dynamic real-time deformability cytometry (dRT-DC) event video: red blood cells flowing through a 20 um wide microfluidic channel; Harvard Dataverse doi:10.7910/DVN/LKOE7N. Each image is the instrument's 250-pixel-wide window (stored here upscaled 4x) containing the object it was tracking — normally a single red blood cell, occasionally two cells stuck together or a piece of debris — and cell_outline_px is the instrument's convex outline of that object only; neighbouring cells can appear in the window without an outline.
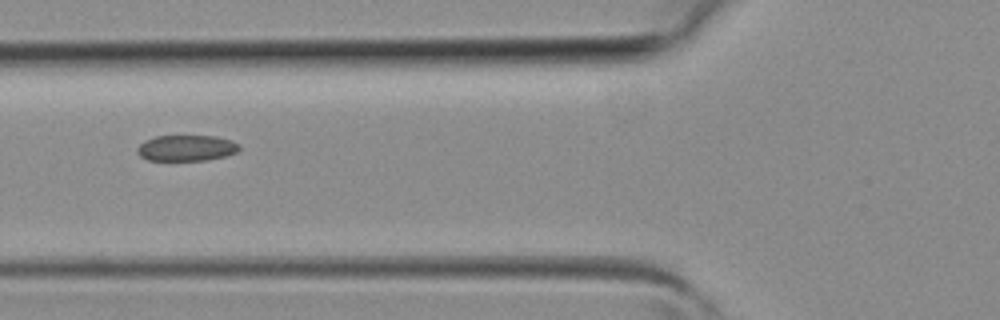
{"species": "common noctule bat (a hibernating species)", "species_latin": "Nyctalus noctula", "temperature_condition": "room temperature", "stored_images_in_passage": 4, "camera_frame_rate_fps": 3000, "um_per_image_px": 0.085, "animal": {"sex": "female", "body_mass_g": 19.3, "forearm_length_mm": 54.1}, "frame": {"image": 1, "passage_image": 4, "time_ms": 1.0, "image_size_px": [1000, 320], "cell_outline_px": [[240, 148], [236, 152], [224, 156], [204, 160], [148, 160], [140, 156], [136, 152], [136, 148], [144, 140], [156, 136], [216, 136], [232, 140], [240, 144]], "centroid_in_image_um": [15.83, 12.57], "position_along_channel_um": 110.0, "area_um2": 15.43}}